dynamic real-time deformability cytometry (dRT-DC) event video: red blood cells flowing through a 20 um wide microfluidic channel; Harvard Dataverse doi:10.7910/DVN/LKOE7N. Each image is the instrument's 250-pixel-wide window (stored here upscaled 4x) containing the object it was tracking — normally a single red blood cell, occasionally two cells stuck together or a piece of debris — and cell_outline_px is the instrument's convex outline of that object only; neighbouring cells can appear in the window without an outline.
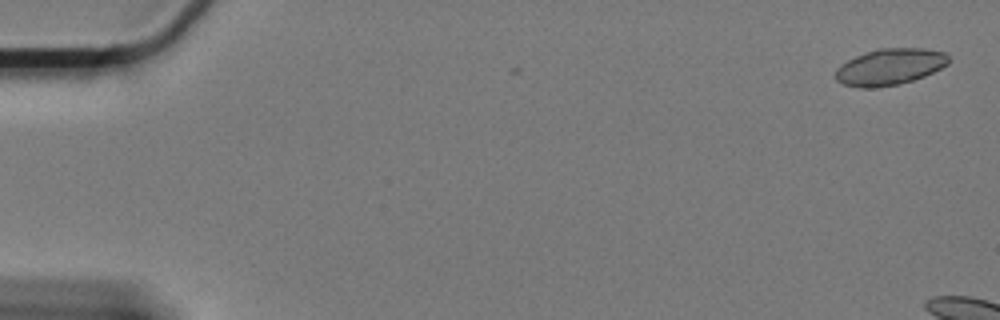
{"species": "Egyptian fruit bat (a non-hibernating species)", "species_latin": "Rousettus aegyptiacus", "temperature_condition": "cold", "stored_images_in_passage": 3, "camera_frame_rate_fps": 3000, "um_per_image_px": 0.085, "animal": {"sex": "female"}, "frame": {"image": 1, "passage_image": 3, "time_ms": 0.667, "image_size_px": [1000, 320], "cell_outline_px": [[948, 64], [924, 76], [900, 84], [872, 88], [860, 88], [844, 84], [836, 80], [832, 76], [836, 68], [840, 64], [864, 52], [880, 48], [924, 48], [944, 52], [948, 56]], "centroid_in_image_um": [75.58, 5.68], "position_along_channel_um": 9.4, "area_um2": 24.1}}